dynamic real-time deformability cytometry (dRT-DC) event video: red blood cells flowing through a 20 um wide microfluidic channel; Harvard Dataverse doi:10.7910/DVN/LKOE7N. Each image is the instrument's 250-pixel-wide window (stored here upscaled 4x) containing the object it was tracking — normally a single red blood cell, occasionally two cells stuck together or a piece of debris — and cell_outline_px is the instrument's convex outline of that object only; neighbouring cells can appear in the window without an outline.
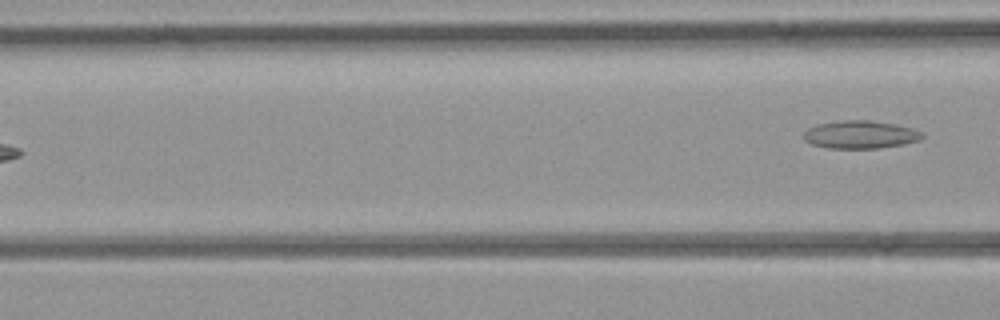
{"species": "common noctule bat (a hibernating species)", "species_latin": "Nyctalus noctula", "temperature_condition": "room temperature", "stored_images_in_passage": 5, "camera_frame_rate_fps": 3000, "um_per_image_px": 0.085, "animal": {"sex": "female", "body_mass_g": 21.9}, "frame": {"image": 1, "passage_image": 5, "time_ms": 4.667, "image_size_px": [1000, 320], "cell_outline_px": [[924, 136], [920, 140], [904, 144], [880, 148], [828, 148], [812, 144], [804, 140], [800, 136], [808, 128], [816, 124], [840, 120], [868, 120], [896, 124], [912, 128], [920, 132]], "centroid_in_image_um": [73.09, 11.44], "position_along_channel_um": 93.5, "area_um2": 19.42}}